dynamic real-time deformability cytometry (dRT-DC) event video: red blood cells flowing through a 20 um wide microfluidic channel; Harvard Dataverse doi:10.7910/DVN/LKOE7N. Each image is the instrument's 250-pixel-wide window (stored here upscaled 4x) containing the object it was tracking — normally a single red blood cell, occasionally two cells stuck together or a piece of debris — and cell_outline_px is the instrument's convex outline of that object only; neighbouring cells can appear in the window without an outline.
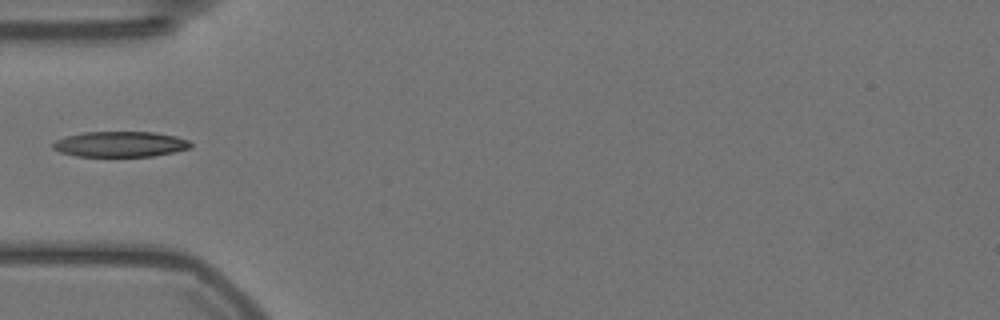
{"species": "Egyptian fruit bat (a non-hibernating species)", "species_latin": "Rousettus aegyptiacus", "temperature_condition": "warm", "stored_images_in_passage": 39, "camera_frame_rate_fps": 3000, "um_per_image_px": 0.085, "animal": {"sex": "female"}, "frame": {"image": 1, "passage_image": 1, "time_ms": 0.0, "image_size_px": [1000, 320], "cell_outline_px": [[192, 148], [152, 156], [76, 156], [60, 152], [52, 148], [52, 144], [56, 140], [64, 136], [84, 132], [156, 132], [176, 136], [188, 140], [192, 144]], "centroid_in_image_um": [10.21, 12.25], "position_along_channel_um": 74.8, "area_um2": 20.52}}
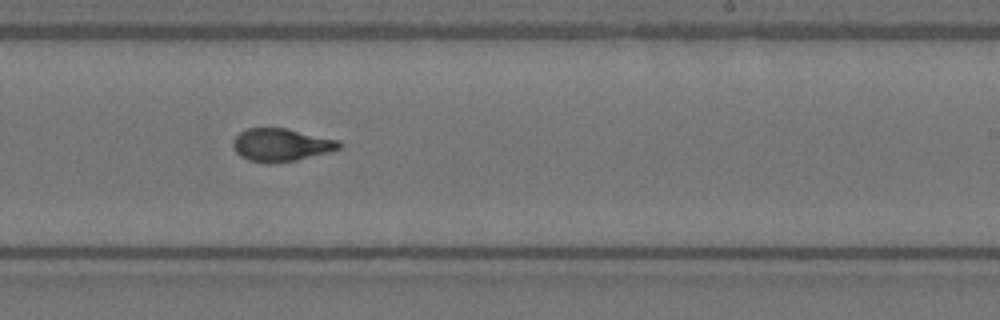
{"frame": {"image": 2, "passage_image": 17, "time_ms": 5.333, "image_size_px": [1000, 320], "cell_outline_px": [[340, 148], [328, 152], [296, 160], [248, 160], [240, 156], [232, 148], [232, 140], [240, 132], [248, 128], [284, 128], [340, 140]], "centroid_in_image_um": [23.88, 12.27], "position_along_channel_um": 265.1, "area_um2": 19.59}}
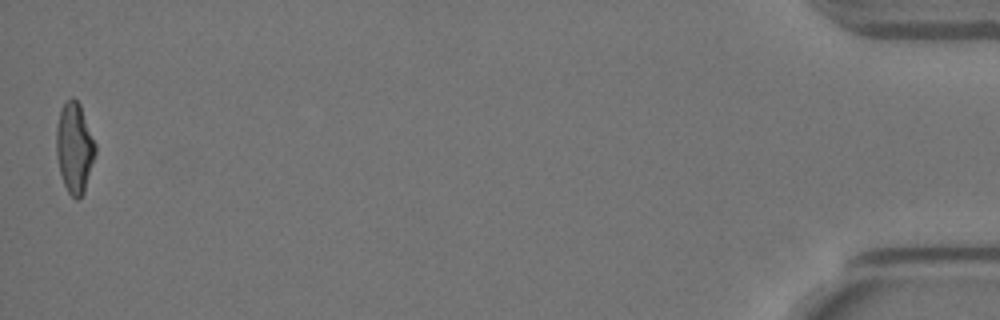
{"frame": {"image": 3, "passage_image": 39, "time_ms": 12.667, "image_size_px": [1000, 320], "cell_outline_px": [[96, 152], [84, 192], [76, 200], [68, 192], [64, 184], [60, 172], [56, 156], [56, 128], [60, 112], [64, 104], [72, 96], [80, 104], [96, 144]], "centroid_in_image_um": [6.33, 12.56], "position_along_channel_um": 428.9, "area_um2": 20.4}}